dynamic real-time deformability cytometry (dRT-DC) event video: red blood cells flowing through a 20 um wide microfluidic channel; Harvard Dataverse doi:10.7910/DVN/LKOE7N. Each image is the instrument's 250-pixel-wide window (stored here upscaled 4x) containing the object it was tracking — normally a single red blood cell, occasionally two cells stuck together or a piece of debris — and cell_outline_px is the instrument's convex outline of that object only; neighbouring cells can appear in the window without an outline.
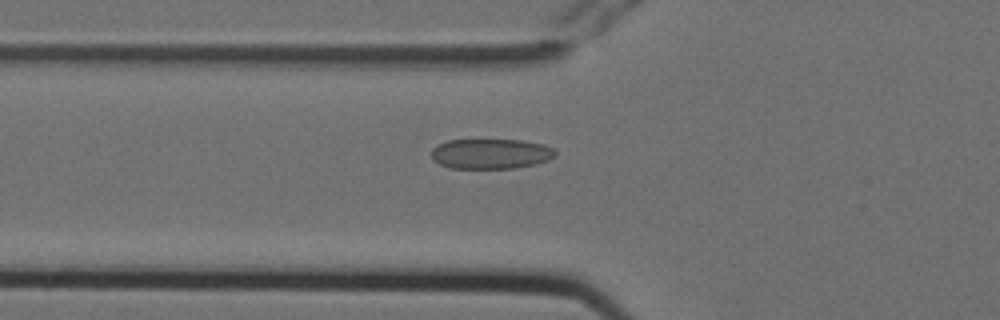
{"species": "Egyptian fruit bat (a non-hibernating species)", "species_latin": "Rousettus aegyptiacus", "temperature_condition": "cold", "stored_images_in_passage": 5, "camera_frame_rate_fps": 3000, "um_per_image_px": 0.085, "animal": {"sex": "female"}, "frame": {"image": 1, "passage_image": 5, "time_ms": 1.333, "image_size_px": [1000, 320], "cell_outline_px": [[556, 156], [548, 160], [536, 164], [516, 168], [452, 168], [440, 164], [432, 160], [432, 148], [436, 144], [448, 140], [524, 140], [544, 144], [552, 148], [556, 152]], "centroid_in_image_um": [41.72, 13.07], "position_along_channel_um": 84.1, "area_um2": 21.91}}